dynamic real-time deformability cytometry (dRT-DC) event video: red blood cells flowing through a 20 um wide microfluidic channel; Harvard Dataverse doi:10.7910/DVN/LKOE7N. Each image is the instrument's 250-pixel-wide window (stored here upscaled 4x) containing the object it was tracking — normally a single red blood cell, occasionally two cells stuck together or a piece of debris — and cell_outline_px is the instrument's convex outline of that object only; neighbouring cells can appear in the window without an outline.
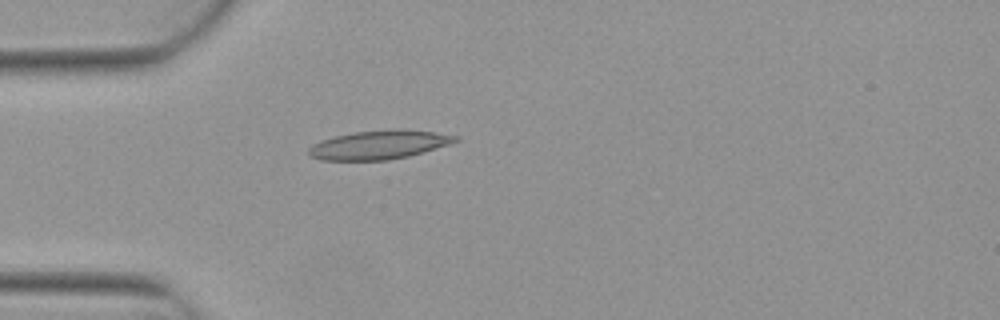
{"species": "Egyptian fruit bat (a non-hibernating species)", "species_latin": "Rousettus aegyptiacus", "temperature_condition": "warm", "stored_images_in_passage": 4, "camera_frame_rate_fps": 3000, "um_per_image_px": 0.085, "animal": {"sex": "female"}, "frame": {"image": 1, "passage_image": 4, "time_ms": 1.0, "image_size_px": [1000, 320], "cell_outline_px": [[460, 140], [424, 152], [408, 156], [388, 160], [320, 160], [308, 156], [308, 148], [312, 144], [320, 140], [336, 136], [356, 132], [392, 128], [436, 132], [460, 136]], "centroid_in_image_um": [32.21, 12.3], "position_along_channel_um": 52.8, "area_um2": 24.8}}